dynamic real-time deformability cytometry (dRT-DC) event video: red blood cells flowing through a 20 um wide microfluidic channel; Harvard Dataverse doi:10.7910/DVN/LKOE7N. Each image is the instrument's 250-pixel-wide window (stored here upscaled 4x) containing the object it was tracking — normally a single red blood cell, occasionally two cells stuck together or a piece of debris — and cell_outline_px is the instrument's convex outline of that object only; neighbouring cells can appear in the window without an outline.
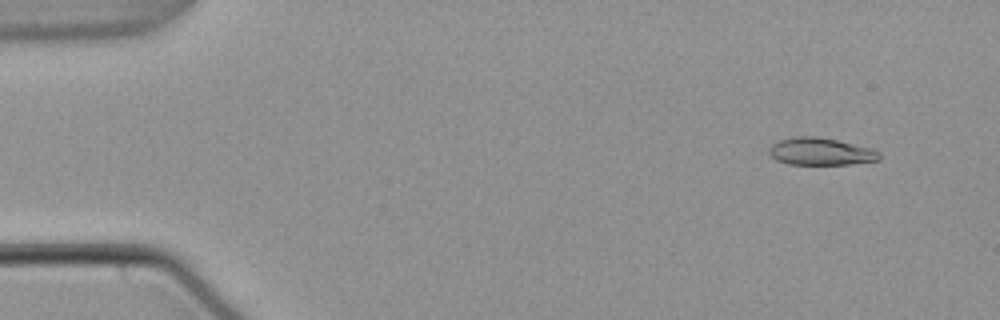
{"species": "common noctule bat (a hibernating species)", "species_latin": "Nyctalus noctula", "temperature_condition": "warm", "stored_images_in_passage": 55, "camera_frame_rate_fps": 3000, "um_per_image_px": 0.085, "animal": {"sex": "male", "body_mass_g": 21.5, "forearm_length_mm": 52.0}, "frame": {"image": 1, "passage_image": 5, "time_ms": 1.333, "image_size_px": [1000, 320], "cell_outline_px": [[880, 160], [852, 164], [788, 164], [776, 160], [768, 152], [768, 148], [772, 144], [780, 140], [796, 136], [816, 136], [836, 140], [872, 148], [880, 152]], "centroid_in_image_um": [69.76, 12.88], "position_along_channel_um": 15.2, "area_um2": 17.57}}
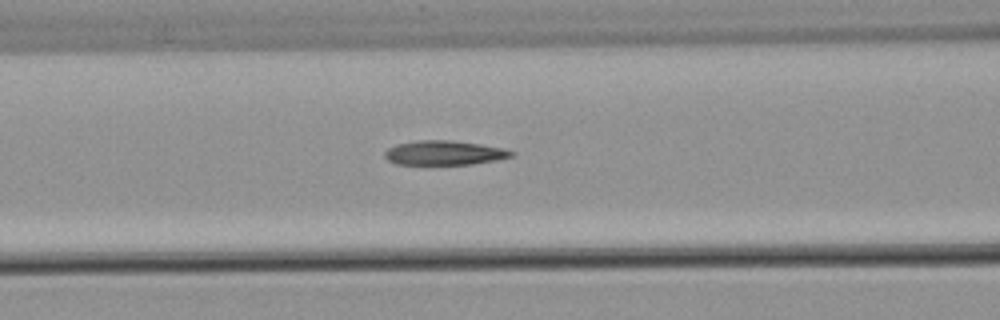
{"frame": {"image": 2, "passage_image": 23, "time_ms": 7.333, "image_size_px": [1000, 320], "cell_outline_px": [[516, 152], [512, 156], [496, 160], [472, 164], [396, 164], [388, 160], [384, 156], [384, 152], [388, 148], [396, 144], [420, 140], [448, 140], [480, 144], [500, 148]], "centroid_in_image_um": [37.73, 12.99], "position_along_channel_um": 128.9, "area_um2": 17.8}}
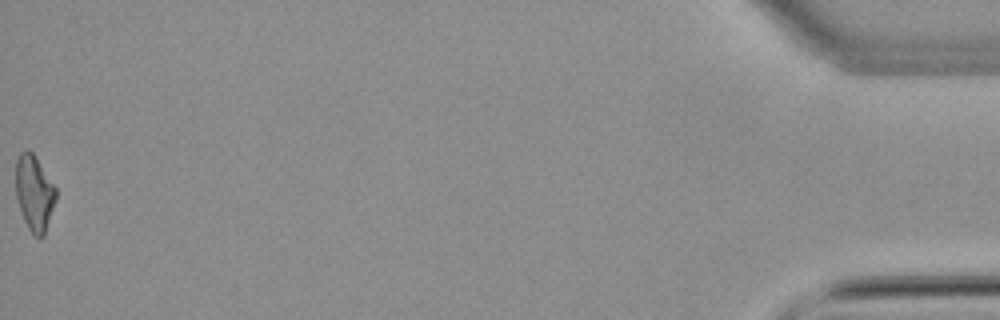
{"frame": {"image": 3, "passage_image": 55, "time_ms": 18.0, "image_size_px": [1000, 320], "cell_outline_px": [[56, 200], [44, 236], [36, 236], [28, 228], [24, 220], [16, 196], [16, 160], [20, 152], [28, 148], [32, 152], [56, 188]], "centroid_in_image_um": [2.91, 16.38], "position_along_channel_um": 432.3, "area_um2": 17.46}, "authors_computed_cell_mechanics": {"area_um2": 18.0914, "velocity_mm_per_s": 3.8032, "shape_relaxation_time_tau1_ms": null, "shape_relaxation_time_tau2_ms": 4.1342, "deformation_change_tau1": null, "deformation_change_tau2": 0.1506}}